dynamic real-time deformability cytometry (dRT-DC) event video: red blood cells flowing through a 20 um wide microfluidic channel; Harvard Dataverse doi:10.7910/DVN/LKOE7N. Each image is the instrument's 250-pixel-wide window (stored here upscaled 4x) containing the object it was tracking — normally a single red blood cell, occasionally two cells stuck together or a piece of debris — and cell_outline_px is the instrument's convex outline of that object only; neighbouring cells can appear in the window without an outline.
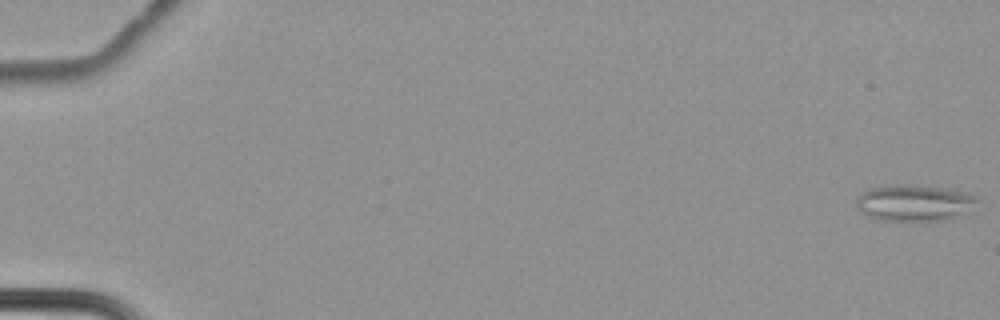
{"species": "common noctule bat (a hibernating species)", "species_latin": "Nyctalus noctula", "temperature_condition": "cold", "stored_images_in_passage": 66, "camera_frame_rate_fps": 3000, "um_per_image_px": 0.085, "animal": {"sex": "female", "body_mass_g": 22.7, "forearm_length_mm": 54.2}, "frame": {"image": 1, "passage_image": 1, "time_ms": 0.0, "image_size_px": [1000, 320], "cell_outline_px": [[980, 200], [940, 220], [880, 220], [868, 216], [856, 208], [856, 200], [860, 192], [868, 188], [888, 184], [936, 188], [960, 192], [972, 196]], "centroid_in_image_um": [77.45, 17.23], "position_along_channel_um": 7.5, "area_um2": 24.1}}
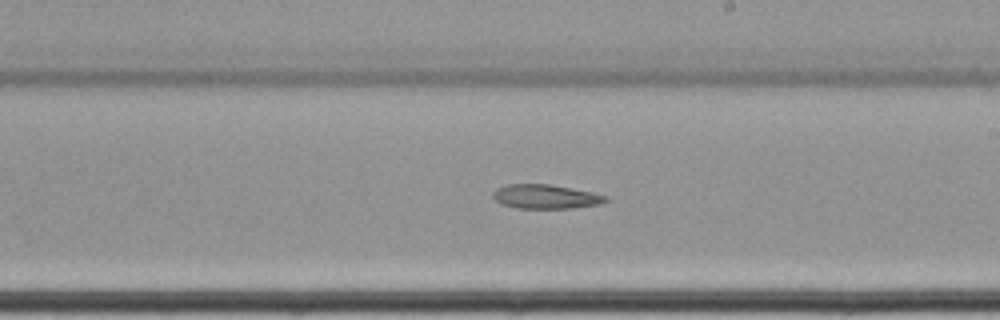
{"frame": {"image": 2, "passage_image": 42, "time_ms": 13.667, "image_size_px": [1000, 320], "cell_outline_px": [[608, 200], [600, 204], [572, 208], [516, 208], [500, 204], [492, 196], [492, 192], [496, 188], [508, 184], [548, 184], [572, 188], [592, 192], [608, 196]], "centroid_in_image_um": [46.36, 16.71], "position_along_channel_um": 242.6, "area_um2": 15.95}}
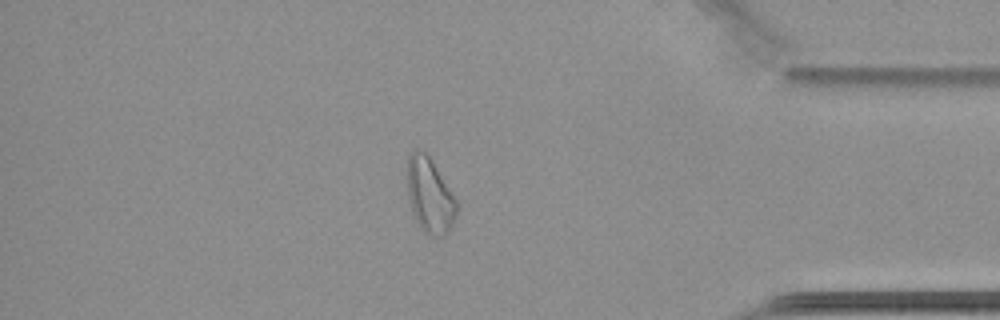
{"frame": {"image": 3, "passage_image": 58, "time_ms": 19.0, "image_size_px": [1000, 320], "cell_outline_px": [[456, 216], [448, 232], [444, 236], [428, 236], [420, 228], [412, 212], [408, 196], [408, 156], [416, 148], [420, 148], [428, 156], [456, 200]], "centroid_in_image_um": [36.51, 16.65], "position_along_channel_um": 398.7, "area_um2": 21.15}}